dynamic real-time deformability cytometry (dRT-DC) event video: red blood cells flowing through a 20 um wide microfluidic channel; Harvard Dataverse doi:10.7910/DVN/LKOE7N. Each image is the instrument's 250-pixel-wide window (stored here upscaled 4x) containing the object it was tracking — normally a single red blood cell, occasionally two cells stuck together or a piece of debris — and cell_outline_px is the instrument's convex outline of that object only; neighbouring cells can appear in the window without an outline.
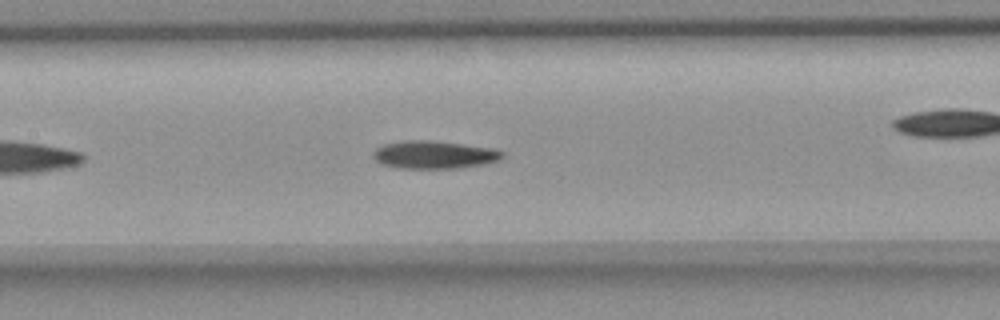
{"species": "common noctule bat (a hibernating species)", "species_latin": "Nyctalus noctula", "temperature_condition": "room temperature", "stored_images_in_passage": 43, "camera_frame_rate_fps": 3000, "um_per_image_px": 0.085, "animal": {"sex": "female", "body_mass_g": 18.4}, "frame": {"image": 1, "passage_image": 13, "time_ms": 4.0, "image_size_px": [1000, 320], "cell_outline_px": [[504, 156], [500, 160], [484, 164], [460, 168], [400, 168], [380, 164], [372, 156], [372, 152], [376, 148], [384, 144], [404, 140], [432, 140], [496, 148], [504, 152]], "centroid_in_image_um": [36.92, 13.14], "position_along_channel_um": 170.5, "area_um2": 21.27}}